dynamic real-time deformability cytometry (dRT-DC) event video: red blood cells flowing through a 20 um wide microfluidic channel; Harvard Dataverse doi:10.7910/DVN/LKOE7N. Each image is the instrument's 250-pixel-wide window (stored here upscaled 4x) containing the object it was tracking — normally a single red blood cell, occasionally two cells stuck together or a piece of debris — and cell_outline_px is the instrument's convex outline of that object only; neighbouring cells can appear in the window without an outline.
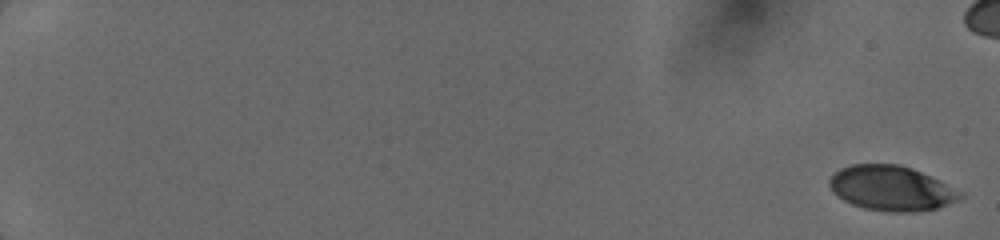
{"species": "human", "species_latin": "Homo sapiens", "temperature_condition": "cold", "stored_images_in_passage": 63, "camera_frame_rate_fps": 3000, "um_per_image_px": 0.085, "donor": {"sex": "female"}, "frame": {"image": 1, "passage_image": 1, "time_ms": 0.0, "image_size_px": [1000, 240], "cell_outline_px": [[964, 196], [960, 200], [936, 208], [920, 212], [888, 212], [864, 208], [852, 204], [844, 200], [832, 192], [828, 184], [828, 180], [840, 168], [852, 164], [900, 164], [912, 168], [932, 176], [964, 192]], "centroid_in_image_um": [75.8, 16.0], "position_along_channel_um": 9.2, "area_um2": 34.62}}
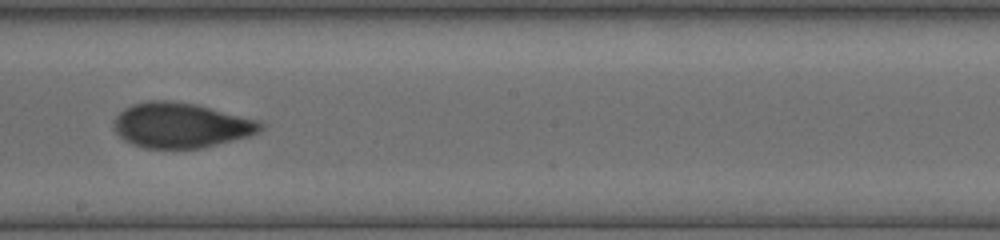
{"frame": {"image": 2, "passage_image": 44, "time_ms": 10.667, "image_size_px": [1000, 240], "cell_outline_px": [[264, 128], [260, 132], [248, 136], [204, 148], [144, 148], [132, 144], [124, 140], [112, 128], [112, 120], [124, 108], [132, 104], [148, 100], [172, 100], [196, 104], [260, 120], [264, 124]], "centroid_in_image_um": [15.37, 10.64], "position_along_channel_um": 232.8, "area_um2": 39.02}}
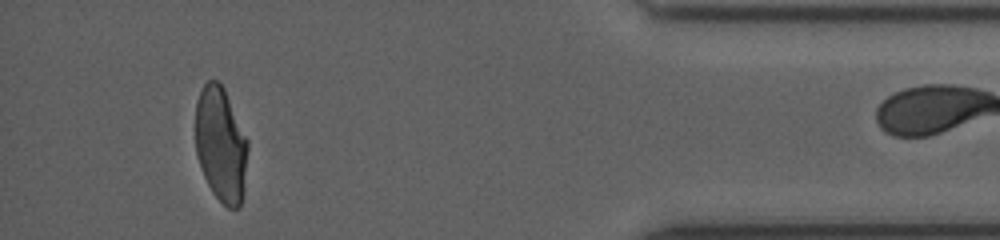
{"frame": {"image": 3, "passage_image": 62, "time_ms": 16.0, "image_size_px": [1000, 240], "cell_outline_px": [[248, 148], [244, 192], [240, 208], [228, 208], [212, 192], [204, 176], [196, 152], [196, 100], [204, 84], [208, 80], [216, 80], [224, 88], [248, 140]], "centroid_in_image_um": [18.79, 12.3], "position_along_channel_um": 416.4, "area_um2": 35.03}}